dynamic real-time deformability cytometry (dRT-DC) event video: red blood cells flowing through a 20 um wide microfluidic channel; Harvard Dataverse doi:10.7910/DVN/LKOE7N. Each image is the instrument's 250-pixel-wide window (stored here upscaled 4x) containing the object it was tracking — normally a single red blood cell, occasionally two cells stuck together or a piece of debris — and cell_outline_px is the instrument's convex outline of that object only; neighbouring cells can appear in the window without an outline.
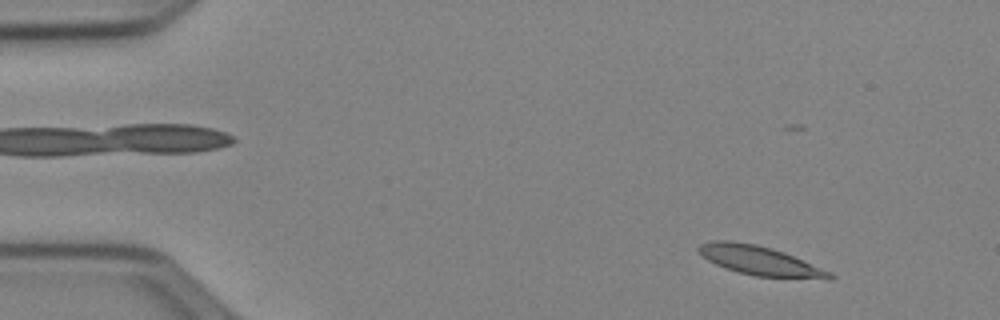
{"species": "Egyptian fruit bat (a non-hibernating species)", "species_latin": "Rousettus aegyptiacus", "temperature_condition": "cold", "stored_images_in_passage": 51, "camera_frame_rate_fps": 3000, "um_per_image_px": 0.085, "animal": {"sex": "female"}, "frame": {"image": 1, "passage_image": 5, "time_ms": 1.333, "image_size_px": [1000, 320], "cell_outline_px": [[836, 276], [832, 280], [828, 280], [756, 276], [724, 268], [708, 260], [696, 248], [700, 244], [712, 240], [732, 240], [756, 244], [772, 248], [784, 252], [832, 272]], "centroid_in_image_um": [64.65, 22.16], "position_along_channel_um": 20.4, "area_um2": 22.54}}
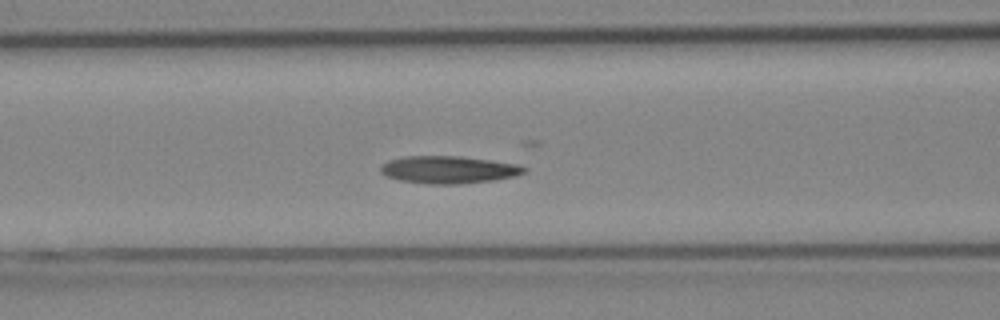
{"frame": {"image": 2, "passage_image": 21, "time_ms": 6.667, "image_size_px": [1000, 320], "cell_outline_px": [[528, 172], [516, 176], [496, 180], [456, 184], [428, 184], [400, 180], [384, 176], [380, 172], [380, 168], [388, 160], [404, 156], [460, 156], [516, 164], [528, 168]], "centroid_in_image_um": [38.14, 14.43], "position_along_channel_um": 128.5, "area_um2": 23.06}}
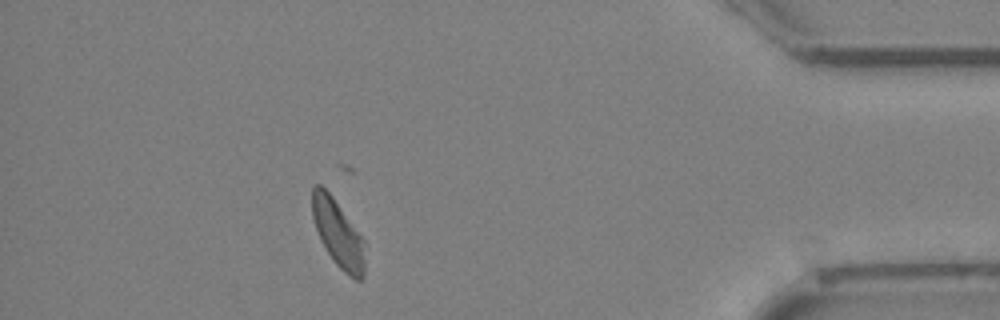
{"frame": {"image": 3, "passage_image": 46, "time_ms": 15.0, "image_size_px": [1000, 320], "cell_outline_px": [[364, 276], [360, 280], [356, 280], [348, 276], [336, 264], [320, 240], [312, 216], [312, 188], [316, 184], [320, 184], [332, 196], [364, 240]], "centroid_in_image_um": [28.72, 19.86], "position_along_channel_um": 406.5, "area_um2": 20.35}, "authors_computed_cell_mechanics": {"area_um2": 21.8484, "velocity_mm_per_s": 3.8791, "shape_relaxation_time_tau1_ms": null, "shape_relaxation_time_tau2_ms": 7.8383, "deformation_change_tau1": null, "deformation_change_tau2": 0.1597}}